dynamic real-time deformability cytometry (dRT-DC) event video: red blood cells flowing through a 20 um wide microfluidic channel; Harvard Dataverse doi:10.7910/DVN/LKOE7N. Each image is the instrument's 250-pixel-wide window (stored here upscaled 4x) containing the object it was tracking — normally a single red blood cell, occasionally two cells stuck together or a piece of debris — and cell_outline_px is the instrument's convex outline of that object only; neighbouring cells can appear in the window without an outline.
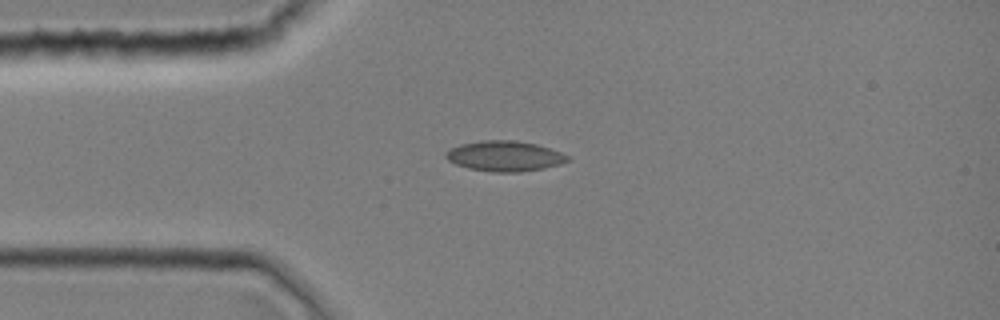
{"species": "common noctule bat (a hibernating species)", "species_latin": "Nyctalus noctula", "temperature_condition": "room temperature", "stored_images_in_passage": 1, "camera_frame_rate_fps": 3000, "um_per_image_px": 0.085, "animal": {"sex": "female", "body_mass_g": 19.0, "forearm_length_mm": 51.5}, "frame": {"image": 1, "passage_image": 1, "time_ms": 0.0, "image_size_px": [1000, 320], "cell_outline_px": [[572, 160], [560, 164], [544, 168], [520, 172], [492, 172], [468, 168], [456, 164], [448, 160], [444, 156], [444, 152], [460, 144], [480, 140], [516, 140], [536, 144], [572, 156]], "centroid_in_image_um": [42.91, 13.26], "position_along_channel_um": 42.1, "area_um2": 21.73}}